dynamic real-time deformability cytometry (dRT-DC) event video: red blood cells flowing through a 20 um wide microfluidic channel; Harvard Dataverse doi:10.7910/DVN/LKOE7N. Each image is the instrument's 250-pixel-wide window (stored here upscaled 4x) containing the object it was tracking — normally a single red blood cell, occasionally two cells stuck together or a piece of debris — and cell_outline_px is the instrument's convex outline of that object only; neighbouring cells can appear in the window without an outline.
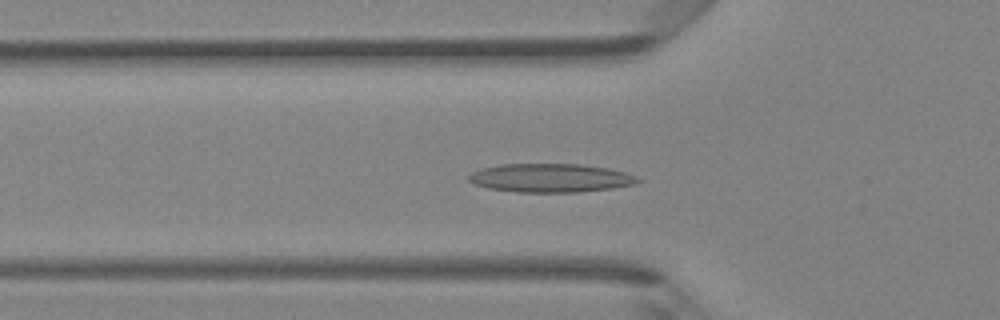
{"species": "Egyptian fruit bat (a non-hibernating species)", "species_latin": "Rousettus aegyptiacus", "temperature_condition": "room temperature", "stored_images_in_passage": 47, "camera_frame_rate_fps": 3000, "um_per_image_px": 0.085, "animal": {"sex": "female"}, "frame": {"image": 1, "passage_image": 16, "time_ms": 5.0, "image_size_px": [1000, 320], "cell_outline_px": [[640, 180], [636, 184], [612, 188], [576, 192], [516, 192], [488, 188], [472, 184], [468, 180], [468, 176], [472, 172], [480, 168], [500, 164], [580, 164], [608, 168], [624, 172], [636, 176]], "centroid_in_image_um": [46.75, 15.12], "position_along_channel_um": 79.1, "area_um2": 28.26}}
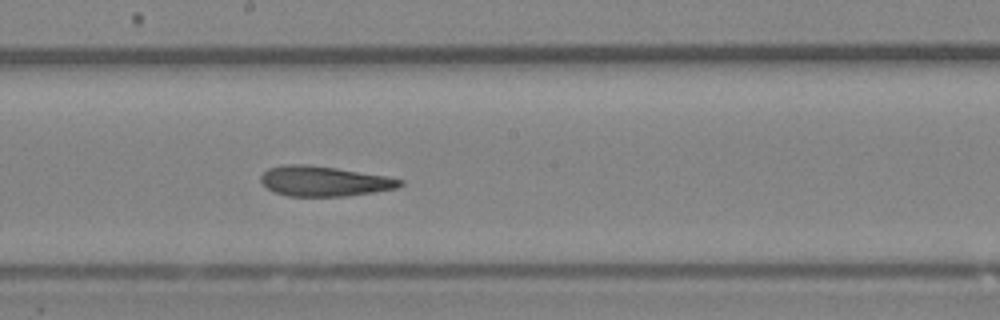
{"frame": {"image": 2, "passage_image": 26, "time_ms": 8.333, "image_size_px": [1000, 320], "cell_outline_px": [[404, 184], [396, 188], [372, 192], [344, 196], [288, 196], [276, 192], [268, 188], [260, 180], [260, 176], [268, 168], [284, 164], [308, 164], [336, 168], [388, 176], [404, 180]], "centroid_in_image_um": [27.56, 15.39], "position_along_channel_um": 220.6, "area_um2": 24.33}}
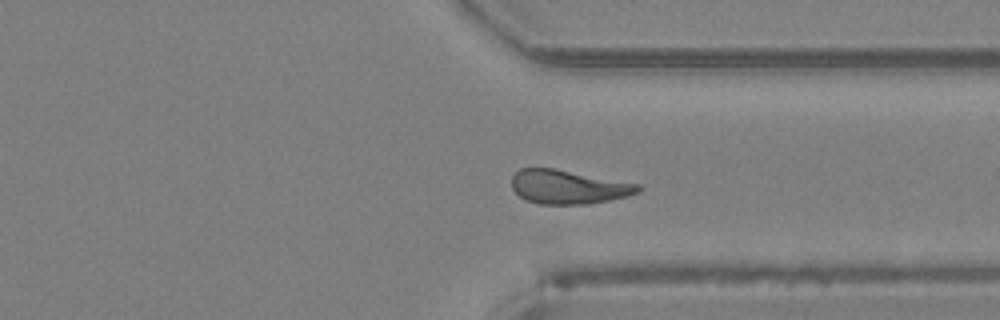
{"frame": {"image": 3, "passage_image": 36, "time_ms": 11.667, "image_size_px": [1000, 320], "cell_outline_px": [[640, 192], [628, 196], [588, 204], [540, 204], [524, 200], [512, 188], [512, 176], [520, 168], [556, 168], [640, 184]], "centroid_in_image_um": [48.3, 15.88], "position_along_channel_um": 363.1, "area_um2": 25.09}, "authors_computed_cell_mechanics": {"area_um2": 25.721, "velocity_mm_per_s": 4.2628, "shape_relaxation_time_tau1_ms": 10.6763, "shape_relaxation_time_tau2_ms": 2.8444, "deformation_change_tau1": 0.2485, "deformation_change_tau2": 0.1246}}